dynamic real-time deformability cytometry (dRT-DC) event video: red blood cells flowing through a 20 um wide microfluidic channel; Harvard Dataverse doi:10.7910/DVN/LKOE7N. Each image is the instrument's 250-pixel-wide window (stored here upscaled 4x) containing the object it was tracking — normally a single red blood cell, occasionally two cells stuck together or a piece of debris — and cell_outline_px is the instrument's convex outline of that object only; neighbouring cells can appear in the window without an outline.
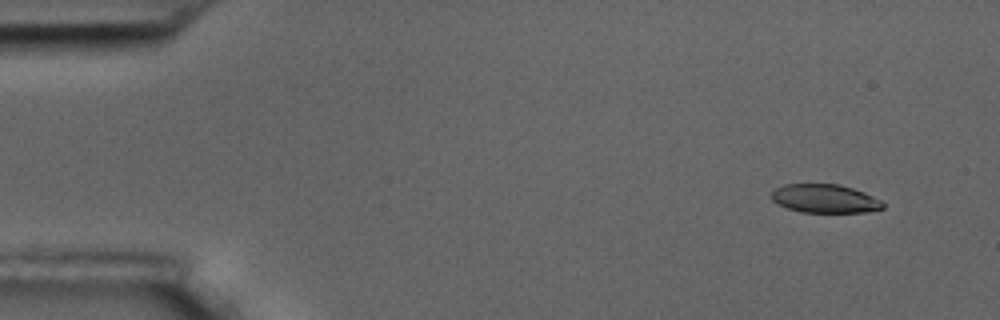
{"species": "common noctule bat (a hibernating species)", "species_latin": "Nyctalus noctula", "temperature_condition": "room temperature", "stored_images_in_passage": 8, "camera_frame_rate_fps": 3000, "um_per_image_px": 0.085, "animal": {"sex": "male", "body_mass_g": 17.5, "forearm_length_mm": 52.3}, "frame": {"image": 1, "passage_image": 1, "time_ms": 0.0, "image_size_px": [1000, 320], "cell_outline_px": [[884, 208], [864, 212], [800, 212], [776, 204], [772, 200], [772, 192], [776, 188], [784, 184], [840, 184], [864, 192], [880, 200], [884, 204]], "centroid_in_image_um": [70.09, 16.88], "position_along_channel_um": 14.9, "area_um2": 18.5}}
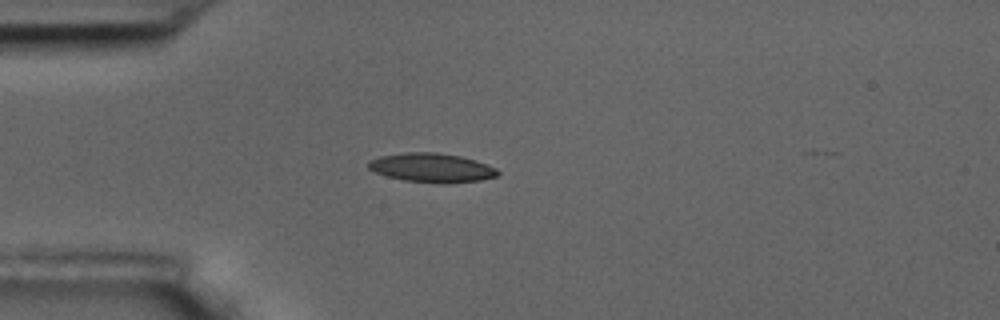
{"frame": {"image": 2, "passage_image": 4, "time_ms": 1.0, "image_size_px": [1000, 320], "cell_outline_px": [[500, 172], [496, 176], [480, 180], [444, 184], [404, 180], [388, 176], [376, 172], [368, 168], [368, 160], [380, 156], [404, 152], [436, 152], [460, 156], [476, 160], [488, 164], [496, 168]], "centroid_in_image_um": [36.71, 14.25], "position_along_channel_um": 48.3, "area_um2": 21.96}}
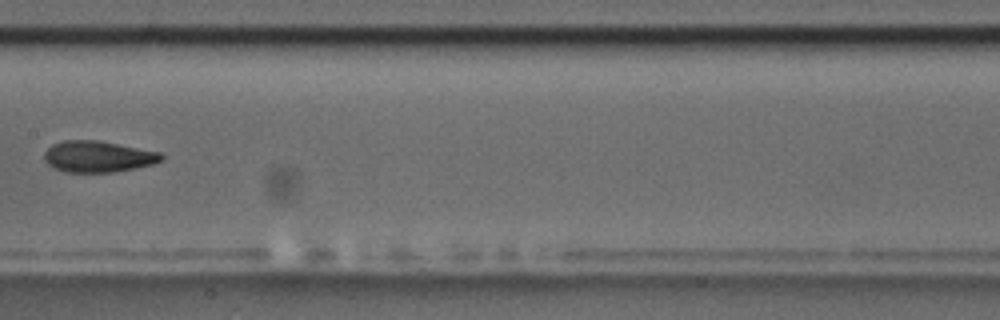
{"frame": {"image": 3, "passage_image": 8, "time_ms": 2.333, "image_size_px": [1000, 320], "cell_outline_px": [[164, 160], [152, 164], [136, 168], [112, 172], [64, 172], [52, 168], [44, 160], [44, 152], [52, 144], [64, 140], [96, 140], [160, 152], [164, 156]], "centroid_in_image_um": [8.31, 13.31], "position_along_channel_um": 199.1, "area_um2": 21.39}}